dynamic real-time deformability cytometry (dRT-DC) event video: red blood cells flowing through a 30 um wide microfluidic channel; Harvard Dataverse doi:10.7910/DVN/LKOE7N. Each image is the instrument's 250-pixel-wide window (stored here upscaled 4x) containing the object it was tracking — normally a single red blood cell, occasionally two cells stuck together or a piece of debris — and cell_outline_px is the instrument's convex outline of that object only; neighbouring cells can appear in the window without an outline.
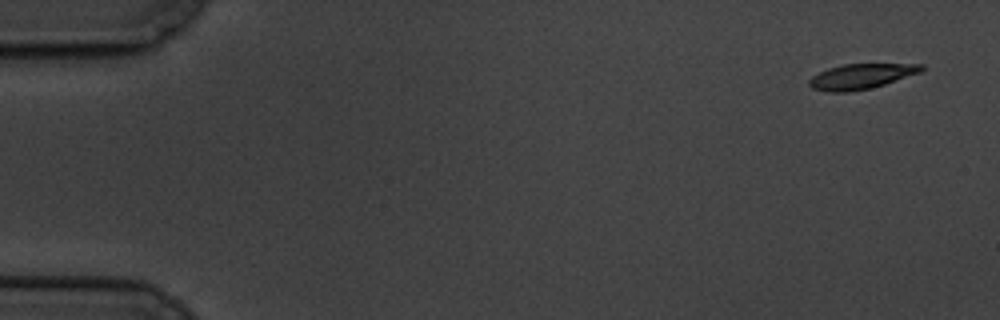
{"species": "common noctule bat (a hibernating species)", "species_latin": "Nyctalus noctula", "temperature_condition": "cold", "stored_images_in_passage": 10, "camera_frame_rate_fps": 3000, "um_per_image_px": 0.085, "animal": {"sex": "male", "body_mass_g": 19.5, "forearm_length_mm": 54.6}, "frame": {"image": 1, "passage_image": 1, "time_ms": 0.0, "image_size_px": [1000, 320], "cell_outline_px": [[924, 68], [920, 72], [884, 84], [868, 88], [848, 92], [828, 92], [812, 88], [808, 84], [808, 80], [812, 76], [828, 68], [844, 64], [924, 64]], "centroid_in_image_um": [73.15, 6.49], "position_along_channel_um": 11.8, "area_um2": 16.24}}
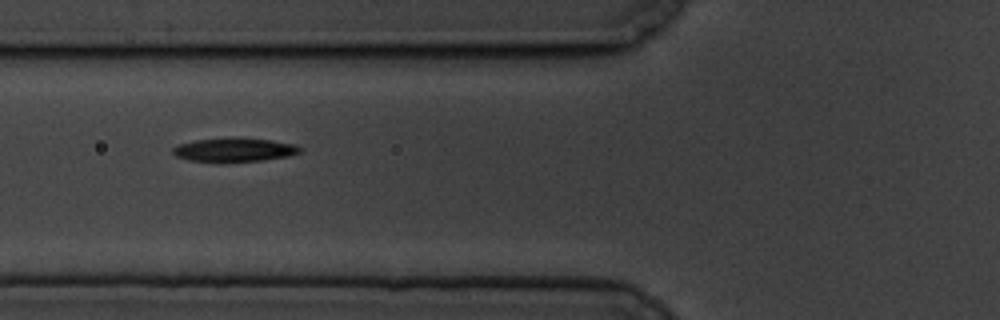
{"frame": {"image": 2, "passage_image": 6, "time_ms": 6.667, "image_size_px": [1000, 320], "cell_outline_px": [[304, 148], [300, 152], [288, 156], [264, 160], [188, 160], [176, 156], [172, 152], [172, 148], [176, 144], [196, 140], [232, 136], [272, 140], [296, 144]], "centroid_in_image_um": [19.95, 12.68], "position_along_channel_um": 105.9, "area_um2": 17.51}}
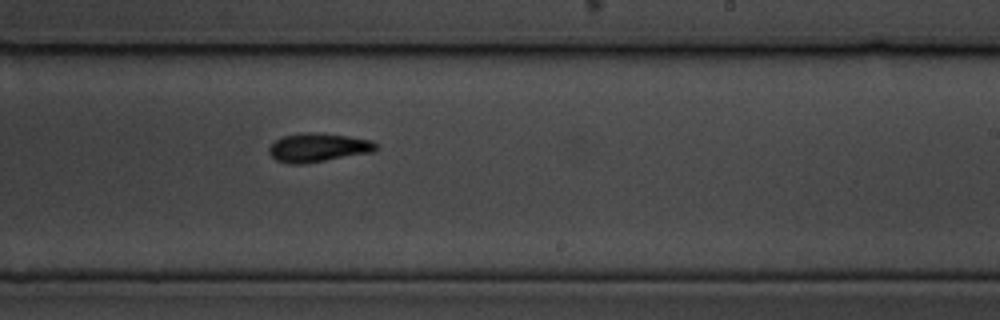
{"frame": {"image": 3, "passage_image": 10, "time_ms": 11.333, "image_size_px": [1000, 320], "cell_outline_px": [[380, 148], [372, 152], [300, 164], [288, 164], [276, 160], [268, 152], [268, 148], [276, 140], [284, 136], [308, 132], [316, 132], [348, 136], [372, 140], [380, 144]], "centroid_in_image_um": [27.08, 12.53], "position_along_channel_um": 261.9, "area_um2": 17.86}}